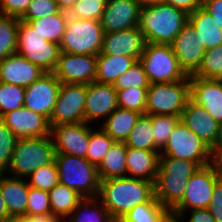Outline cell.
I'll use <instances>...</instances> for the list:
<instances>
[{"label":"cell","instance_id":"91938a15","mask_svg":"<svg viewBox=\"0 0 222 222\" xmlns=\"http://www.w3.org/2000/svg\"><path fill=\"white\" fill-rule=\"evenodd\" d=\"M214 146H222V122L218 124V132Z\"/></svg>","mask_w":222,"mask_h":222},{"label":"cell","instance_id":"8d00e7d4","mask_svg":"<svg viewBox=\"0 0 222 222\" xmlns=\"http://www.w3.org/2000/svg\"><path fill=\"white\" fill-rule=\"evenodd\" d=\"M191 76L222 80V44L213 49L206 50L200 67Z\"/></svg>","mask_w":222,"mask_h":222},{"label":"cell","instance_id":"836d02e7","mask_svg":"<svg viewBox=\"0 0 222 222\" xmlns=\"http://www.w3.org/2000/svg\"><path fill=\"white\" fill-rule=\"evenodd\" d=\"M125 145L126 147L155 151L153 124L148 115H141L139 117L125 141Z\"/></svg>","mask_w":222,"mask_h":222},{"label":"cell","instance_id":"7bdbcfd3","mask_svg":"<svg viewBox=\"0 0 222 222\" xmlns=\"http://www.w3.org/2000/svg\"><path fill=\"white\" fill-rule=\"evenodd\" d=\"M149 84L144 66L138 60L131 68L115 80L113 87L116 90H123L131 87L148 89Z\"/></svg>","mask_w":222,"mask_h":222},{"label":"cell","instance_id":"f907efd6","mask_svg":"<svg viewBox=\"0 0 222 222\" xmlns=\"http://www.w3.org/2000/svg\"><path fill=\"white\" fill-rule=\"evenodd\" d=\"M202 7L207 10L222 29V0H202Z\"/></svg>","mask_w":222,"mask_h":222},{"label":"cell","instance_id":"f1b7e54d","mask_svg":"<svg viewBox=\"0 0 222 222\" xmlns=\"http://www.w3.org/2000/svg\"><path fill=\"white\" fill-rule=\"evenodd\" d=\"M100 180L126 177L125 142H114L97 166Z\"/></svg>","mask_w":222,"mask_h":222},{"label":"cell","instance_id":"5b68a950","mask_svg":"<svg viewBox=\"0 0 222 222\" xmlns=\"http://www.w3.org/2000/svg\"><path fill=\"white\" fill-rule=\"evenodd\" d=\"M55 164L59 183L76 190L83 198L98 196L100 178L97 167L86 158L56 153Z\"/></svg>","mask_w":222,"mask_h":222},{"label":"cell","instance_id":"bcb514c9","mask_svg":"<svg viewBox=\"0 0 222 222\" xmlns=\"http://www.w3.org/2000/svg\"><path fill=\"white\" fill-rule=\"evenodd\" d=\"M60 10L61 9L54 0H32L20 20L27 23L30 20L53 15Z\"/></svg>","mask_w":222,"mask_h":222},{"label":"cell","instance_id":"e0dca14e","mask_svg":"<svg viewBox=\"0 0 222 222\" xmlns=\"http://www.w3.org/2000/svg\"><path fill=\"white\" fill-rule=\"evenodd\" d=\"M1 120L18 139L44 137L51 133L49 119L24 106L5 113Z\"/></svg>","mask_w":222,"mask_h":222},{"label":"cell","instance_id":"7c38bea8","mask_svg":"<svg viewBox=\"0 0 222 222\" xmlns=\"http://www.w3.org/2000/svg\"><path fill=\"white\" fill-rule=\"evenodd\" d=\"M87 84L61 83L50 126L85 122Z\"/></svg>","mask_w":222,"mask_h":222},{"label":"cell","instance_id":"ffe728a7","mask_svg":"<svg viewBox=\"0 0 222 222\" xmlns=\"http://www.w3.org/2000/svg\"><path fill=\"white\" fill-rule=\"evenodd\" d=\"M118 107L117 92L112 84L91 82L87 84L85 123L91 124L106 118Z\"/></svg>","mask_w":222,"mask_h":222},{"label":"cell","instance_id":"f546056e","mask_svg":"<svg viewBox=\"0 0 222 222\" xmlns=\"http://www.w3.org/2000/svg\"><path fill=\"white\" fill-rule=\"evenodd\" d=\"M48 194L52 213L63 221L83 199L76 190L60 183L53 187Z\"/></svg>","mask_w":222,"mask_h":222},{"label":"cell","instance_id":"6da1fadb","mask_svg":"<svg viewBox=\"0 0 222 222\" xmlns=\"http://www.w3.org/2000/svg\"><path fill=\"white\" fill-rule=\"evenodd\" d=\"M154 197L153 182L130 177L100 180L97 196L116 222L136 205L149 202Z\"/></svg>","mask_w":222,"mask_h":222},{"label":"cell","instance_id":"ab89813d","mask_svg":"<svg viewBox=\"0 0 222 222\" xmlns=\"http://www.w3.org/2000/svg\"><path fill=\"white\" fill-rule=\"evenodd\" d=\"M24 95V87L0 82V118L7 112L23 107Z\"/></svg>","mask_w":222,"mask_h":222},{"label":"cell","instance_id":"f5cc1de1","mask_svg":"<svg viewBox=\"0 0 222 222\" xmlns=\"http://www.w3.org/2000/svg\"><path fill=\"white\" fill-rule=\"evenodd\" d=\"M188 222H215L208 208L190 210Z\"/></svg>","mask_w":222,"mask_h":222},{"label":"cell","instance_id":"b9f144b4","mask_svg":"<svg viewBox=\"0 0 222 222\" xmlns=\"http://www.w3.org/2000/svg\"><path fill=\"white\" fill-rule=\"evenodd\" d=\"M107 0H78L69 10L68 16L75 19L100 21Z\"/></svg>","mask_w":222,"mask_h":222},{"label":"cell","instance_id":"5bb4252c","mask_svg":"<svg viewBox=\"0 0 222 222\" xmlns=\"http://www.w3.org/2000/svg\"><path fill=\"white\" fill-rule=\"evenodd\" d=\"M61 82L53 72H46L25 88L24 107L50 120Z\"/></svg>","mask_w":222,"mask_h":222},{"label":"cell","instance_id":"60d3db41","mask_svg":"<svg viewBox=\"0 0 222 222\" xmlns=\"http://www.w3.org/2000/svg\"><path fill=\"white\" fill-rule=\"evenodd\" d=\"M27 179L29 186L49 192L59 183L55 161L36 168Z\"/></svg>","mask_w":222,"mask_h":222},{"label":"cell","instance_id":"277c9868","mask_svg":"<svg viewBox=\"0 0 222 222\" xmlns=\"http://www.w3.org/2000/svg\"><path fill=\"white\" fill-rule=\"evenodd\" d=\"M55 154L51 135L20 138L14 147L10 165L4 173L16 178H27L36 168L52 163Z\"/></svg>","mask_w":222,"mask_h":222},{"label":"cell","instance_id":"1f68e13d","mask_svg":"<svg viewBox=\"0 0 222 222\" xmlns=\"http://www.w3.org/2000/svg\"><path fill=\"white\" fill-rule=\"evenodd\" d=\"M67 218L64 222H116L97 197L83 198Z\"/></svg>","mask_w":222,"mask_h":222},{"label":"cell","instance_id":"cb8c5ba5","mask_svg":"<svg viewBox=\"0 0 222 222\" xmlns=\"http://www.w3.org/2000/svg\"><path fill=\"white\" fill-rule=\"evenodd\" d=\"M158 151L126 147V177L155 183L159 165Z\"/></svg>","mask_w":222,"mask_h":222},{"label":"cell","instance_id":"d6986e66","mask_svg":"<svg viewBox=\"0 0 222 222\" xmlns=\"http://www.w3.org/2000/svg\"><path fill=\"white\" fill-rule=\"evenodd\" d=\"M141 8L135 0H107L100 20L104 33H113L139 25Z\"/></svg>","mask_w":222,"mask_h":222},{"label":"cell","instance_id":"7dc6e473","mask_svg":"<svg viewBox=\"0 0 222 222\" xmlns=\"http://www.w3.org/2000/svg\"><path fill=\"white\" fill-rule=\"evenodd\" d=\"M32 0H0V14L21 18Z\"/></svg>","mask_w":222,"mask_h":222},{"label":"cell","instance_id":"3957f363","mask_svg":"<svg viewBox=\"0 0 222 222\" xmlns=\"http://www.w3.org/2000/svg\"><path fill=\"white\" fill-rule=\"evenodd\" d=\"M200 168L193 161L172 157H159L155 197L171 211L182 201L187 181Z\"/></svg>","mask_w":222,"mask_h":222},{"label":"cell","instance_id":"db71d44e","mask_svg":"<svg viewBox=\"0 0 222 222\" xmlns=\"http://www.w3.org/2000/svg\"><path fill=\"white\" fill-rule=\"evenodd\" d=\"M25 217L29 222H64L59 216L54 215L52 212Z\"/></svg>","mask_w":222,"mask_h":222},{"label":"cell","instance_id":"d4e9b609","mask_svg":"<svg viewBox=\"0 0 222 222\" xmlns=\"http://www.w3.org/2000/svg\"><path fill=\"white\" fill-rule=\"evenodd\" d=\"M0 173V190L9 216H26L29 184L25 178Z\"/></svg>","mask_w":222,"mask_h":222},{"label":"cell","instance_id":"4fadbf2b","mask_svg":"<svg viewBox=\"0 0 222 222\" xmlns=\"http://www.w3.org/2000/svg\"><path fill=\"white\" fill-rule=\"evenodd\" d=\"M53 73L61 83L90 84L97 74V55L60 52Z\"/></svg>","mask_w":222,"mask_h":222},{"label":"cell","instance_id":"8992f818","mask_svg":"<svg viewBox=\"0 0 222 222\" xmlns=\"http://www.w3.org/2000/svg\"><path fill=\"white\" fill-rule=\"evenodd\" d=\"M189 99V76L185 80L149 84L146 115H175L181 117Z\"/></svg>","mask_w":222,"mask_h":222},{"label":"cell","instance_id":"7a4b0ae2","mask_svg":"<svg viewBox=\"0 0 222 222\" xmlns=\"http://www.w3.org/2000/svg\"><path fill=\"white\" fill-rule=\"evenodd\" d=\"M189 22V15L166 3L141 9L139 29L146 43L171 44Z\"/></svg>","mask_w":222,"mask_h":222},{"label":"cell","instance_id":"52a82bcc","mask_svg":"<svg viewBox=\"0 0 222 222\" xmlns=\"http://www.w3.org/2000/svg\"><path fill=\"white\" fill-rule=\"evenodd\" d=\"M103 27L100 21L75 19L68 16L60 52L98 55L102 48Z\"/></svg>","mask_w":222,"mask_h":222},{"label":"cell","instance_id":"94428289","mask_svg":"<svg viewBox=\"0 0 222 222\" xmlns=\"http://www.w3.org/2000/svg\"><path fill=\"white\" fill-rule=\"evenodd\" d=\"M165 222H181V220L174 215H171Z\"/></svg>","mask_w":222,"mask_h":222},{"label":"cell","instance_id":"603a6c76","mask_svg":"<svg viewBox=\"0 0 222 222\" xmlns=\"http://www.w3.org/2000/svg\"><path fill=\"white\" fill-rule=\"evenodd\" d=\"M180 120L210 148L214 146L219 122L212 118L201 105L189 99Z\"/></svg>","mask_w":222,"mask_h":222},{"label":"cell","instance_id":"83f0119b","mask_svg":"<svg viewBox=\"0 0 222 222\" xmlns=\"http://www.w3.org/2000/svg\"><path fill=\"white\" fill-rule=\"evenodd\" d=\"M136 59L131 56H113L107 54L97 55V74L95 82L112 84L135 63Z\"/></svg>","mask_w":222,"mask_h":222},{"label":"cell","instance_id":"681fc988","mask_svg":"<svg viewBox=\"0 0 222 222\" xmlns=\"http://www.w3.org/2000/svg\"><path fill=\"white\" fill-rule=\"evenodd\" d=\"M208 165L219 179H222V146L210 148V159Z\"/></svg>","mask_w":222,"mask_h":222},{"label":"cell","instance_id":"74e56055","mask_svg":"<svg viewBox=\"0 0 222 222\" xmlns=\"http://www.w3.org/2000/svg\"><path fill=\"white\" fill-rule=\"evenodd\" d=\"M153 124V138L155 151H160L165 147L168 137L176 124L180 121L179 116L175 115H148Z\"/></svg>","mask_w":222,"mask_h":222},{"label":"cell","instance_id":"7402d4cb","mask_svg":"<svg viewBox=\"0 0 222 222\" xmlns=\"http://www.w3.org/2000/svg\"><path fill=\"white\" fill-rule=\"evenodd\" d=\"M46 72L20 54L14 53L0 61V82L26 88Z\"/></svg>","mask_w":222,"mask_h":222},{"label":"cell","instance_id":"d6a6232c","mask_svg":"<svg viewBox=\"0 0 222 222\" xmlns=\"http://www.w3.org/2000/svg\"><path fill=\"white\" fill-rule=\"evenodd\" d=\"M171 215L172 211L154 197L149 202L136 205L118 222H165Z\"/></svg>","mask_w":222,"mask_h":222},{"label":"cell","instance_id":"9f6ffc18","mask_svg":"<svg viewBox=\"0 0 222 222\" xmlns=\"http://www.w3.org/2000/svg\"><path fill=\"white\" fill-rule=\"evenodd\" d=\"M10 217L0 190V222Z\"/></svg>","mask_w":222,"mask_h":222},{"label":"cell","instance_id":"ba28073f","mask_svg":"<svg viewBox=\"0 0 222 222\" xmlns=\"http://www.w3.org/2000/svg\"><path fill=\"white\" fill-rule=\"evenodd\" d=\"M139 61L150 84L175 82L188 77L180 68L170 44L146 43Z\"/></svg>","mask_w":222,"mask_h":222},{"label":"cell","instance_id":"e575fe53","mask_svg":"<svg viewBox=\"0 0 222 222\" xmlns=\"http://www.w3.org/2000/svg\"><path fill=\"white\" fill-rule=\"evenodd\" d=\"M20 18L0 14V61L17 53Z\"/></svg>","mask_w":222,"mask_h":222},{"label":"cell","instance_id":"6f0895ef","mask_svg":"<svg viewBox=\"0 0 222 222\" xmlns=\"http://www.w3.org/2000/svg\"><path fill=\"white\" fill-rule=\"evenodd\" d=\"M135 1L138 3L141 9L149 6H154L156 4L163 2V0H135Z\"/></svg>","mask_w":222,"mask_h":222},{"label":"cell","instance_id":"f35d334b","mask_svg":"<svg viewBox=\"0 0 222 222\" xmlns=\"http://www.w3.org/2000/svg\"><path fill=\"white\" fill-rule=\"evenodd\" d=\"M116 92L118 107L146 115L147 89L131 87Z\"/></svg>","mask_w":222,"mask_h":222},{"label":"cell","instance_id":"4dcf8cb0","mask_svg":"<svg viewBox=\"0 0 222 222\" xmlns=\"http://www.w3.org/2000/svg\"><path fill=\"white\" fill-rule=\"evenodd\" d=\"M68 12L60 10L50 16L40 19L30 20L27 23L31 28L38 32L46 41L60 45L65 32Z\"/></svg>","mask_w":222,"mask_h":222},{"label":"cell","instance_id":"816d5d0a","mask_svg":"<svg viewBox=\"0 0 222 222\" xmlns=\"http://www.w3.org/2000/svg\"><path fill=\"white\" fill-rule=\"evenodd\" d=\"M163 3L181 9L188 15L202 6V0H163Z\"/></svg>","mask_w":222,"mask_h":222},{"label":"cell","instance_id":"484cf974","mask_svg":"<svg viewBox=\"0 0 222 222\" xmlns=\"http://www.w3.org/2000/svg\"><path fill=\"white\" fill-rule=\"evenodd\" d=\"M189 23L196 30L197 39L205 49H213L222 44V29L202 6L189 14Z\"/></svg>","mask_w":222,"mask_h":222},{"label":"cell","instance_id":"30bf717a","mask_svg":"<svg viewBox=\"0 0 222 222\" xmlns=\"http://www.w3.org/2000/svg\"><path fill=\"white\" fill-rule=\"evenodd\" d=\"M159 157L185 159L196 162L201 167L209 163L210 147L180 120Z\"/></svg>","mask_w":222,"mask_h":222},{"label":"cell","instance_id":"f6af8a7d","mask_svg":"<svg viewBox=\"0 0 222 222\" xmlns=\"http://www.w3.org/2000/svg\"><path fill=\"white\" fill-rule=\"evenodd\" d=\"M52 212L47 191L29 186L26 216L47 214Z\"/></svg>","mask_w":222,"mask_h":222},{"label":"cell","instance_id":"8fae6325","mask_svg":"<svg viewBox=\"0 0 222 222\" xmlns=\"http://www.w3.org/2000/svg\"><path fill=\"white\" fill-rule=\"evenodd\" d=\"M218 179L209 165L198 168L187 181L183 199L172 210V215L177 216L182 221L185 217V212H188V210L208 208L214 185Z\"/></svg>","mask_w":222,"mask_h":222},{"label":"cell","instance_id":"9a60e30c","mask_svg":"<svg viewBox=\"0 0 222 222\" xmlns=\"http://www.w3.org/2000/svg\"><path fill=\"white\" fill-rule=\"evenodd\" d=\"M170 45L180 68L187 76L193 75L206 52L204 44L197 39L194 27L188 22Z\"/></svg>","mask_w":222,"mask_h":222},{"label":"cell","instance_id":"2e32d148","mask_svg":"<svg viewBox=\"0 0 222 222\" xmlns=\"http://www.w3.org/2000/svg\"><path fill=\"white\" fill-rule=\"evenodd\" d=\"M91 129L85 122L52 126L50 135L55 152L85 158Z\"/></svg>","mask_w":222,"mask_h":222},{"label":"cell","instance_id":"c3c4849f","mask_svg":"<svg viewBox=\"0 0 222 222\" xmlns=\"http://www.w3.org/2000/svg\"><path fill=\"white\" fill-rule=\"evenodd\" d=\"M208 210L215 222H222V179H218L214 185Z\"/></svg>","mask_w":222,"mask_h":222},{"label":"cell","instance_id":"9c48e42d","mask_svg":"<svg viewBox=\"0 0 222 222\" xmlns=\"http://www.w3.org/2000/svg\"><path fill=\"white\" fill-rule=\"evenodd\" d=\"M17 53L45 72H53L57 66L60 46L46 41L31 26L20 20L18 27Z\"/></svg>","mask_w":222,"mask_h":222},{"label":"cell","instance_id":"680465c9","mask_svg":"<svg viewBox=\"0 0 222 222\" xmlns=\"http://www.w3.org/2000/svg\"><path fill=\"white\" fill-rule=\"evenodd\" d=\"M1 222H29L25 216H10Z\"/></svg>","mask_w":222,"mask_h":222},{"label":"cell","instance_id":"44dd1931","mask_svg":"<svg viewBox=\"0 0 222 222\" xmlns=\"http://www.w3.org/2000/svg\"><path fill=\"white\" fill-rule=\"evenodd\" d=\"M190 99L222 122V80L189 76Z\"/></svg>","mask_w":222,"mask_h":222},{"label":"cell","instance_id":"11a10c76","mask_svg":"<svg viewBox=\"0 0 222 222\" xmlns=\"http://www.w3.org/2000/svg\"><path fill=\"white\" fill-rule=\"evenodd\" d=\"M61 10L67 11L78 1V0H54Z\"/></svg>","mask_w":222,"mask_h":222},{"label":"cell","instance_id":"d590c367","mask_svg":"<svg viewBox=\"0 0 222 222\" xmlns=\"http://www.w3.org/2000/svg\"><path fill=\"white\" fill-rule=\"evenodd\" d=\"M98 130H90L86 159L96 167L115 142L101 127Z\"/></svg>","mask_w":222,"mask_h":222},{"label":"cell","instance_id":"ac0fdd59","mask_svg":"<svg viewBox=\"0 0 222 222\" xmlns=\"http://www.w3.org/2000/svg\"><path fill=\"white\" fill-rule=\"evenodd\" d=\"M146 40L138 26L113 33H104L100 54L131 56L140 60Z\"/></svg>","mask_w":222,"mask_h":222},{"label":"cell","instance_id":"4316f807","mask_svg":"<svg viewBox=\"0 0 222 222\" xmlns=\"http://www.w3.org/2000/svg\"><path fill=\"white\" fill-rule=\"evenodd\" d=\"M142 114L117 107L100 126L115 142H125Z\"/></svg>","mask_w":222,"mask_h":222},{"label":"cell","instance_id":"ee69618b","mask_svg":"<svg viewBox=\"0 0 222 222\" xmlns=\"http://www.w3.org/2000/svg\"><path fill=\"white\" fill-rule=\"evenodd\" d=\"M17 140L0 118V173H4L9 167Z\"/></svg>","mask_w":222,"mask_h":222}]
</instances>
